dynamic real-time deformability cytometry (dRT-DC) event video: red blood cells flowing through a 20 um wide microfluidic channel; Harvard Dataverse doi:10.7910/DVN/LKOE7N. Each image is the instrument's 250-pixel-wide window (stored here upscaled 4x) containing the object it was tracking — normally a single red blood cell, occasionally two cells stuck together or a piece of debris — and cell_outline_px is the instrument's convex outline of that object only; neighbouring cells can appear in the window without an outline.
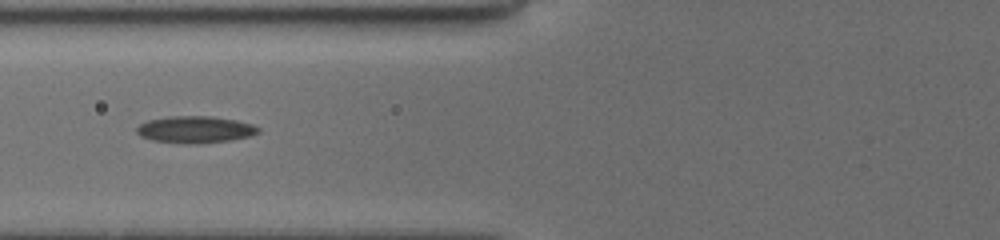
{"species": "common noctule bat (a hibernating species)", "species_latin": "Nyctalus noctula", "temperature_condition": "cold", "stored_images_in_passage": 29, "camera_frame_rate_fps": 3000, "um_per_image_px": 0.085, "animal": {"sex": "female", "body_mass_g": 19.5, "forearm_length_mm": 54.1}, "frame": {"image": 1, "passage_image": 5, "time_ms": 2.0, "image_size_px": [1000, 240], "cell_outline_px": [[260, 132], [248, 136], [232, 140], [196, 144], [184, 144], [152, 140], [140, 136], [136, 132], [136, 128], [140, 124], [148, 120], [168, 116], [212, 116], [236, 120], [252, 124], [260, 128]], "centroid_in_image_um": [16.58, 11.01], "position_along_channel_um": 109.2, "area_um2": 19.19}}
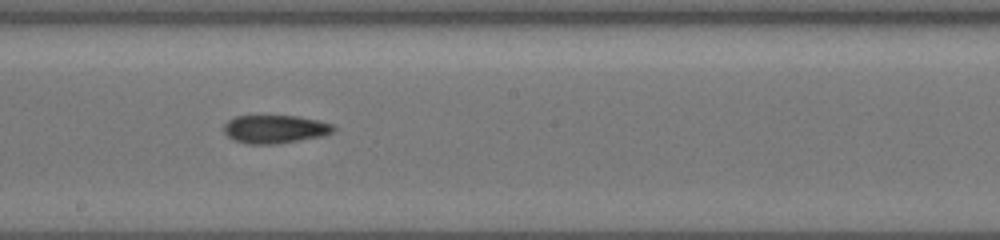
{"frame": {"image": 2, "passage_image": 13, "time_ms": 5.0, "image_size_px": [1000, 240], "cell_outline_px": [[336, 128], [332, 132], [320, 136], [300, 140], [276, 144], [248, 144], [236, 140], [228, 136], [224, 132], [224, 124], [228, 120], [236, 116], [296, 116], [320, 120], [332, 124]], "centroid_in_image_um": [23.37, 10.97], "position_along_channel_um": 224.8, "area_um2": 17.92}}
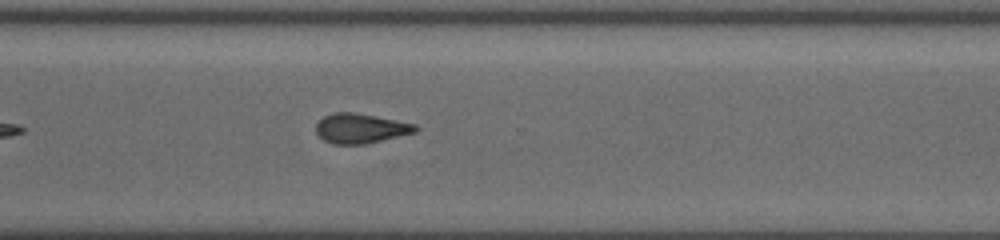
{"frame": {"image": 3, "passage_image": 22, "time_ms": 8.0, "image_size_px": [1000, 240], "cell_outline_px": [[420, 128], [416, 132], [364, 144], [332, 144], [324, 140], [316, 132], [316, 124], [324, 116], [336, 112], [352, 112], [376, 116], [416, 124]], "centroid_in_image_um": [30.66, 10.91], "position_along_channel_um": 339.9, "area_um2": 17.11}, "authors_computed_cell_mechanics": {"area_um2": 18.0914, "velocity_mm_per_s": 3.8467, "shape_relaxation_time_tau1_ms": null, "shape_relaxation_time_tau2_ms": 6.0499, "deformation_change_tau1": null, "deformation_change_tau2": 0.1499}}